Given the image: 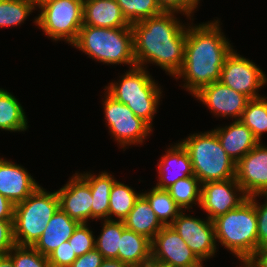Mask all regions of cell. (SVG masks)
<instances>
[{
	"label": "cell",
	"instance_id": "cell-38",
	"mask_svg": "<svg viewBox=\"0 0 267 267\" xmlns=\"http://www.w3.org/2000/svg\"><path fill=\"white\" fill-rule=\"evenodd\" d=\"M15 245L13 220H0V255L7 254Z\"/></svg>",
	"mask_w": 267,
	"mask_h": 267
},
{
	"label": "cell",
	"instance_id": "cell-30",
	"mask_svg": "<svg viewBox=\"0 0 267 267\" xmlns=\"http://www.w3.org/2000/svg\"><path fill=\"white\" fill-rule=\"evenodd\" d=\"M267 97L250 99L243 111L241 121L261 141V135L267 132Z\"/></svg>",
	"mask_w": 267,
	"mask_h": 267
},
{
	"label": "cell",
	"instance_id": "cell-33",
	"mask_svg": "<svg viewBox=\"0 0 267 267\" xmlns=\"http://www.w3.org/2000/svg\"><path fill=\"white\" fill-rule=\"evenodd\" d=\"M7 254L11 257L14 267H50L48 257L33 246L15 245Z\"/></svg>",
	"mask_w": 267,
	"mask_h": 267
},
{
	"label": "cell",
	"instance_id": "cell-13",
	"mask_svg": "<svg viewBox=\"0 0 267 267\" xmlns=\"http://www.w3.org/2000/svg\"><path fill=\"white\" fill-rule=\"evenodd\" d=\"M240 192V196L236 194ZM238 195V196H237ZM248 199L236 178L201 184L200 207L210 220L238 208Z\"/></svg>",
	"mask_w": 267,
	"mask_h": 267
},
{
	"label": "cell",
	"instance_id": "cell-25",
	"mask_svg": "<svg viewBox=\"0 0 267 267\" xmlns=\"http://www.w3.org/2000/svg\"><path fill=\"white\" fill-rule=\"evenodd\" d=\"M27 124L20 102L7 90L0 88V129L10 132L25 131Z\"/></svg>",
	"mask_w": 267,
	"mask_h": 267
},
{
	"label": "cell",
	"instance_id": "cell-9",
	"mask_svg": "<svg viewBox=\"0 0 267 267\" xmlns=\"http://www.w3.org/2000/svg\"><path fill=\"white\" fill-rule=\"evenodd\" d=\"M104 97L103 108L107 126L119 146L142 144L152 132V127L137 117L127 105L115 100L107 92Z\"/></svg>",
	"mask_w": 267,
	"mask_h": 267
},
{
	"label": "cell",
	"instance_id": "cell-24",
	"mask_svg": "<svg viewBox=\"0 0 267 267\" xmlns=\"http://www.w3.org/2000/svg\"><path fill=\"white\" fill-rule=\"evenodd\" d=\"M80 175L89 183L91 189V219L109 220L110 193L116 180L105 171L98 176L88 172Z\"/></svg>",
	"mask_w": 267,
	"mask_h": 267
},
{
	"label": "cell",
	"instance_id": "cell-31",
	"mask_svg": "<svg viewBox=\"0 0 267 267\" xmlns=\"http://www.w3.org/2000/svg\"><path fill=\"white\" fill-rule=\"evenodd\" d=\"M116 2L130 25L164 12L157 0H116Z\"/></svg>",
	"mask_w": 267,
	"mask_h": 267
},
{
	"label": "cell",
	"instance_id": "cell-15",
	"mask_svg": "<svg viewBox=\"0 0 267 267\" xmlns=\"http://www.w3.org/2000/svg\"><path fill=\"white\" fill-rule=\"evenodd\" d=\"M203 102L211 110V113L222 117H231L240 120L248 101L244 94L222 84L220 81L213 82L202 87L193 95Z\"/></svg>",
	"mask_w": 267,
	"mask_h": 267
},
{
	"label": "cell",
	"instance_id": "cell-28",
	"mask_svg": "<svg viewBox=\"0 0 267 267\" xmlns=\"http://www.w3.org/2000/svg\"><path fill=\"white\" fill-rule=\"evenodd\" d=\"M101 234L95 239L97 249L104 259H118V248H120V237L125 225L123 221L103 220Z\"/></svg>",
	"mask_w": 267,
	"mask_h": 267
},
{
	"label": "cell",
	"instance_id": "cell-26",
	"mask_svg": "<svg viewBox=\"0 0 267 267\" xmlns=\"http://www.w3.org/2000/svg\"><path fill=\"white\" fill-rule=\"evenodd\" d=\"M142 195L147 199L151 209L164 226L171 225L182 212L166 189L153 187L150 192L142 193ZM169 218L170 220H168Z\"/></svg>",
	"mask_w": 267,
	"mask_h": 267
},
{
	"label": "cell",
	"instance_id": "cell-7",
	"mask_svg": "<svg viewBox=\"0 0 267 267\" xmlns=\"http://www.w3.org/2000/svg\"><path fill=\"white\" fill-rule=\"evenodd\" d=\"M58 208L57 192H47L41 186L23 202L14 205L13 228L16 245L33 246Z\"/></svg>",
	"mask_w": 267,
	"mask_h": 267
},
{
	"label": "cell",
	"instance_id": "cell-41",
	"mask_svg": "<svg viewBox=\"0 0 267 267\" xmlns=\"http://www.w3.org/2000/svg\"><path fill=\"white\" fill-rule=\"evenodd\" d=\"M244 267H267V248L260 250Z\"/></svg>",
	"mask_w": 267,
	"mask_h": 267
},
{
	"label": "cell",
	"instance_id": "cell-29",
	"mask_svg": "<svg viewBox=\"0 0 267 267\" xmlns=\"http://www.w3.org/2000/svg\"><path fill=\"white\" fill-rule=\"evenodd\" d=\"M141 194L116 180L110 193L109 220H114L111 218L114 215L117 221H123Z\"/></svg>",
	"mask_w": 267,
	"mask_h": 267
},
{
	"label": "cell",
	"instance_id": "cell-14",
	"mask_svg": "<svg viewBox=\"0 0 267 267\" xmlns=\"http://www.w3.org/2000/svg\"><path fill=\"white\" fill-rule=\"evenodd\" d=\"M235 178L248 197L267 195V147L259 142L236 163Z\"/></svg>",
	"mask_w": 267,
	"mask_h": 267
},
{
	"label": "cell",
	"instance_id": "cell-11",
	"mask_svg": "<svg viewBox=\"0 0 267 267\" xmlns=\"http://www.w3.org/2000/svg\"><path fill=\"white\" fill-rule=\"evenodd\" d=\"M151 261L174 267H195L202 262L170 225L151 240Z\"/></svg>",
	"mask_w": 267,
	"mask_h": 267
},
{
	"label": "cell",
	"instance_id": "cell-27",
	"mask_svg": "<svg viewBox=\"0 0 267 267\" xmlns=\"http://www.w3.org/2000/svg\"><path fill=\"white\" fill-rule=\"evenodd\" d=\"M166 190L182 211L189 210L192 204L196 205V203L200 207L201 183L195 175L179 179Z\"/></svg>",
	"mask_w": 267,
	"mask_h": 267
},
{
	"label": "cell",
	"instance_id": "cell-46",
	"mask_svg": "<svg viewBox=\"0 0 267 267\" xmlns=\"http://www.w3.org/2000/svg\"><path fill=\"white\" fill-rule=\"evenodd\" d=\"M203 263L201 262L199 265L195 266V267H203L202 265Z\"/></svg>",
	"mask_w": 267,
	"mask_h": 267
},
{
	"label": "cell",
	"instance_id": "cell-18",
	"mask_svg": "<svg viewBox=\"0 0 267 267\" xmlns=\"http://www.w3.org/2000/svg\"><path fill=\"white\" fill-rule=\"evenodd\" d=\"M172 146L158 163L159 179L155 187L159 189H167L179 179L194 175L190 156L186 149L181 143Z\"/></svg>",
	"mask_w": 267,
	"mask_h": 267
},
{
	"label": "cell",
	"instance_id": "cell-37",
	"mask_svg": "<svg viewBox=\"0 0 267 267\" xmlns=\"http://www.w3.org/2000/svg\"><path fill=\"white\" fill-rule=\"evenodd\" d=\"M164 11L182 12L191 17L200 0H157Z\"/></svg>",
	"mask_w": 267,
	"mask_h": 267
},
{
	"label": "cell",
	"instance_id": "cell-3",
	"mask_svg": "<svg viewBox=\"0 0 267 267\" xmlns=\"http://www.w3.org/2000/svg\"><path fill=\"white\" fill-rule=\"evenodd\" d=\"M212 221L216 241L236 255L244 267L258 253L257 215L254 203L248 198L238 208Z\"/></svg>",
	"mask_w": 267,
	"mask_h": 267
},
{
	"label": "cell",
	"instance_id": "cell-35",
	"mask_svg": "<svg viewBox=\"0 0 267 267\" xmlns=\"http://www.w3.org/2000/svg\"><path fill=\"white\" fill-rule=\"evenodd\" d=\"M265 196L267 199V195ZM259 195H254L248 197L255 205L256 215H257V232H258V252L267 248V200L264 204L260 205L255 200Z\"/></svg>",
	"mask_w": 267,
	"mask_h": 267
},
{
	"label": "cell",
	"instance_id": "cell-40",
	"mask_svg": "<svg viewBox=\"0 0 267 267\" xmlns=\"http://www.w3.org/2000/svg\"><path fill=\"white\" fill-rule=\"evenodd\" d=\"M14 205L0 194V220H13Z\"/></svg>",
	"mask_w": 267,
	"mask_h": 267
},
{
	"label": "cell",
	"instance_id": "cell-6",
	"mask_svg": "<svg viewBox=\"0 0 267 267\" xmlns=\"http://www.w3.org/2000/svg\"><path fill=\"white\" fill-rule=\"evenodd\" d=\"M146 68L135 66L126 71L118 82H111L106 92L115 100L127 105L133 113L152 127L157 112L161 89Z\"/></svg>",
	"mask_w": 267,
	"mask_h": 267
},
{
	"label": "cell",
	"instance_id": "cell-5",
	"mask_svg": "<svg viewBox=\"0 0 267 267\" xmlns=\"http://www.w3.org/2000/svg\"><path fill=\"white\" fill-rule=\"evenodd\" d=\"M180 143L189 153L193 174L201 184L235 178L236 163L222 148L214 130L189 135Z\"/></svg>",
	"mask_w": 267,
	"mask_h": 267
},
{
	"label": "cell",
	"instance_id": "cell-22",
	"mask_svg": "<svg viewBox=\"0 0 267 267\" xmlns=\"http://www.w3.org/2000/svg\"><path fill=\"white\" fill-rule=\"evenodd\" d=\"M118 260L129 267H147L151 262V240L125 228L120 237Z\"/></svg>",
	"mask_w": 267,
	"mask_h": 267
},
{
	"label": "cell",
	"instance_id": "cell-12",
	"mask_svg": "<svg viewBox=\"0 0 267 267\" xmlns=\"http://www.w3.org/2000/svg\"><path fill=\"white\" fill-rule=\"evenodd\" d=\"M203 262L216 252V236L213 221L185 215L183 211L170 225Z\"/></svg>",
	"mask_w": 267,
	"mask_h": 267
},
{
	"label": "cell",
	"instance_id": "cell-39",
	"mask_svg": "<svg viewBox=\"0 0 267 267\" xmlns=\"http://www.w3.org/2000/svg\"><path fill=\"white\" fill-rule=\"evenodd\" d=\"M103 260L102 254L97 249H93L77 257L69 267H100Z\"/></svg>",
	"mask_w": 267,
	"mask_h": 267
},
{
	"label": "cell",
	"instance_id": "cell-21",
	"mask_svg": "<svg viewBox=\"0 0 267 267\" xmlns=\"http://www.w3.org/2000/svg\"><path fill=\"white\" fill-rule=\"evenodd\" d=\"M79 224L77 220L70 218L59 207L33 247L42 255L48 256L62 242L69 240Z\"/></svg>",
	"mask_w": 267,
	"mask_h": 267
},
{
	"label": "cell",
	"instance_id": "cell-19",
	"mask_svg": "<svg viewBox=\"0 0 267 267\" xmlns=\"http://www.w3.org/2000/svg\"><path fill=\"white\" fill-rule=\"evenodd\" d=\"M227 155L237 163L258 143L253 132L241 121L235 120L229 126L214 129Z\"/></svg>",
	"mask_w": 267,
	"mask_h": 267
},
{
	"label": "cell",
	"instance_id": "cell-34",
	"mask_svg": "<svg viewBox=\"0 0 267 267\" xmlns=\"http://www.w3.org/2000/svg\"><path fill=\"white\" fill-rule=\"evenodd\" d=\"M94 237L93 231L87 227V223H80L68 241L76 256L79 257L95 249Z\"/></svg>",
	"mask_w": 267,
	"mask_h": 267
},
{
	"label": "cell",
	"instance_id": "cell-16",
	"mask_svg": "<svg viewBox=\"0 0 267 267\" xmlns=\"http://www.w3.org/2000/svg\"><path fill=\"white\" fill-rule=\"evenodd\" d=\"M59 207L72 219L79 223H87L91 219L92 194L89 183L75 173L62 188L56 191Z\"/></svg>",
	"mask_w": 267,
	"mask_h": 267
},
{
	"label": "cell",
	"instance_id": "cell-4",
	"mask_svg": "<svg viewBox=\"0 0 267 267\" xmlns=\"http://www.w3.org/2000/svg\"><path fill=\"white\" fill-rule=\"evenodd\" d=\"M96 61L135 67L132 27L103 28L82 25L72 44Z\"/></svg>",
	"mask_w": 267,
	"mask_h": 267
},
{
	"label": "cell",
	"instance_id": "cell-2",
	"mask_svg": "<svg viewBox=\"0 0 267 267\" xmlns=\"http://www.w3.org/2000/svg\"><path fill=\"white\" fill-rule=\"evenodd\" d=\"M219 26L215 20L187 28L184 61L175 78L182 77L183 87L192 95L220 80L225 59L233 50Z\"/></svg>",
	"mask_w": 267,
	"mask_h": 267
},
{
	"label": "cell",
	"instance_id": "cell-8",
	"mask_svg": "<svg viewBox=\"0 0 267 267\" xmlns=\"http://www.w3.org/2000/svg\"><path fill=\"white\" fill-rule=\"evenodd\" d=\"M84 0H55L47 3L35 18V24L52 40H65L71 45L77 40L83 25Z\"/></svg>",
	"mask_w": 267,
	"mask_h": 267
},
{
	"label": "cell",
	"instance_id": "cell-42",
	"mask_svg": "<svg viewBox=\"0 0 267 267\" xmlns=\"http://www.w3.org/2000/svg\"><path fill=\"white\" fill-rule=\"evenodd\" d=\"M100 267H129L118 259H104Z\"/></svg>",
	"mask_w": 267,
	"mask_h": 267
},
{
	"label": "cell",
	"instance_id": "cell-45",
	"mask_svg": "<svg viewBox=\"0 0 267 267\" xmlns=\"http://www.w3.org/2000/svg\"><path fill=\"white\" fill-rule=\"evenodd\" d=\"M147 267H174V266H169V265H166V264H162V263H159V262H153L151 261Z\"/></svg>",
	"mask_w": 267,
	"mask_h": 267
},
{
	"label": "cell",
	"instance_id": "cell-44",
	"mask_svg": "<svg viewBox=\"0 0 267 267\" xmlns=\"http://www.w3.org/2000/svg\"><path fill=\"white\" fill-rule=\"evenodd\" d=\"M29 1L33 4L34 8L37 7V6L39 8H41L44 5H46L47 3L52 2V1H55V0H29Z\"/></svg>",
	"mask_w": 267,
	"mask_h": 267
},
{
	"label": "cell",
	"instance_id": "cell-17",
	"mask_svg": "<svg viewBox=\"0 0 267 267\" xmlns=\"http://www.w3.org/2000/svg\"><path fill=\"white\" fill-rule=\"evenodd\" d=\"M39 186L25 168L0 158V194L13 205L23 202Z\"/></svg>",
	"mask_w": 267,
	"mask_h": 267
},
{
	"label": "cell",
	"instance_id": "cell-36",
	"mask_svg": "<svg viewBox=\"0 0 267 267\" xmlns=\"http://www.w3.org/2000/svg\"><path fill=\"white\" fill-rule=\"evenodd\" d=\"M47 257L50 267H69L77 258L69 241L62 242Z\"/></svg>",
	"mask_w": 267,
	"mask_h": 267
},
{
	"label": "cell",
	"instance_id": "cell-43",
	"mask_svg": "<svg viewBox=\"0 0 267 267\" xmlns=\"http://www.w3.org/2000/svg\"><path fill=\"white\" fill-rule=\"evenodd\" d=\"M0 267H14L13 261L8 254L0 255Z\"/></svg>",
	"mask_w": 267,
	"mask_h": 267
},
{
	"label": "cell",
	"instance_id": "cell-20",
	"mask_svg": "<svg viewBox=\"0 0 267 267\" xmlns=\"http://www.w3.org/2000/svg\"><path fill=\"white\" fill-rule=\"evenodd\" d=\"M83 25L103 28L131 27L116 0H84Z\"/></svg>",
	"mask_w": 267,
	"mask_h": 267
},
{
	"label": "cell",
	"instance_id": "cell-23",
	"mask_svg": "<svg viewBox=\"0 0 267 267\" xmlns=\"http://www.w3.org/2000/svg\"><path fill=\"white\" fill-rule=\"evenodd\" d=\"M123 222L125 228L144 235L150 240L164 227L142 194Z\"/></svg>",
	"mask_w": 267,
	"mask_h": 267
},
{
	"label": "cell",
	"instance_id": "cell-10",
	"mask_svg": "<svg viewBox=\"0 0 267 267\" xmlns=\"http://www.w3.org/2000/svg\"><path fill=\"white\" fill-rule=\"evenodd\" d=\"M219 81L250 99H256L262 97L257 92L267 83V77L255 63L233 49L225 59Z\"/></svg>",
	"mask_w": 267,
	"mask_h": 267
},
{
	"label": "cell",
	"instance_id": "cell-1",
	"mask_svg": "<svg viewBox=\"0 0 267 267\" xmlns=\"http://www.w3.org/2000/svg\"><path fill=\"white\" fill-rule=\"evenodd\" d=\"M174 16L175 11H164L131 25L137 66L154 63L173 77L180 71L184 61L187 28Z\"/></svg>",
	"mask_w": 267,
	"mask_h": 267
},
{
	"label": "cell",
	"instance_id": "cell-32",
	"mask_svg": "<svg viewBox=\"0 0 267 267\" xmlns=\"http://www.w3.org/2000/svg\"><path fill=\"white\" fill-rule=\"evenodd\" d=\"M34 9L29 0H0V28L24 23Z\"/></svg>",
	"mask_w": 267,
	"mask_h": 267
}]
</instances>
